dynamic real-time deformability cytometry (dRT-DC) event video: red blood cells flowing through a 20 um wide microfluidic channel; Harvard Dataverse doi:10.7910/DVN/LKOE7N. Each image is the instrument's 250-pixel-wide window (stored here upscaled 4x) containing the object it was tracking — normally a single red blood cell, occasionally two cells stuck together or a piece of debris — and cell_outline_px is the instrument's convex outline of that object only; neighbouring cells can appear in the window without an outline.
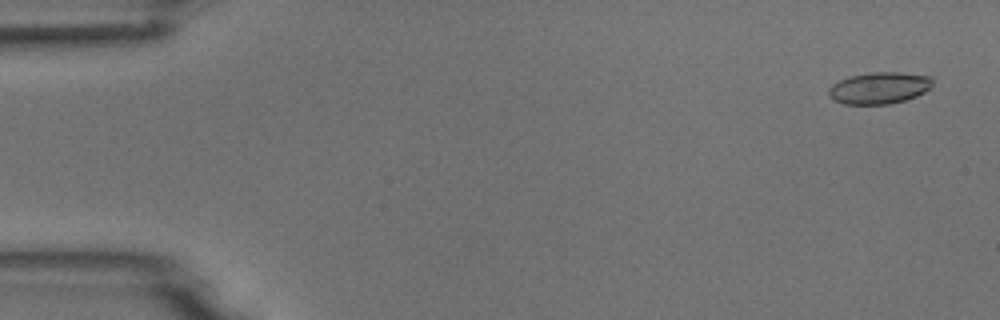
{"species": "common noctule bat (a hibernating species)", "species_latin": "Nyctalus noctula", "temperature_condition": "room temperature", "stored_images_in_passage": 54, "camera_frame_rate_fps": 3000, "um_per_image_px": 0.085, "animal": {"sex": "male", "body_mass_g": 18.8}, "frame": {"image": 1, "passage_image": 3, "time_ms": 0.667, "image_size_px": [1000, 320], "cell_outline_px": [[932, 88], [916, 96], [904, 100], [888, 104], [844, 104], [832, 100], [828, 96], [828, 88], [832, 84], [848, 76], [872, 72], [900, 72], [932, 76]], "centroid_in_image_um": [74.72, 7.47], "position_along_channel_um": 10.3, "area_um2": 19.42}}
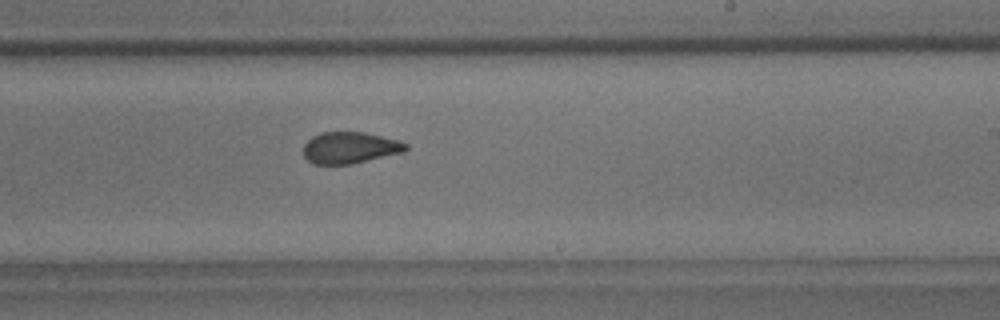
{"frame": {"image": 2, "passage_image": 33, "time_ms": 10.667, "image_size_px": [1000, 320], "cell_outline_px": [[408, 148], [404, 152], [352, 164], [312, 164], [304, 156], [304, 144], [312, 136], [320, 132], [364, 132], [400, 140], [408, 144]], "centroid_in_image_um": [29.76, 12.55], "position_along_channel_um": 259.2, "area_um2": 18.96}}
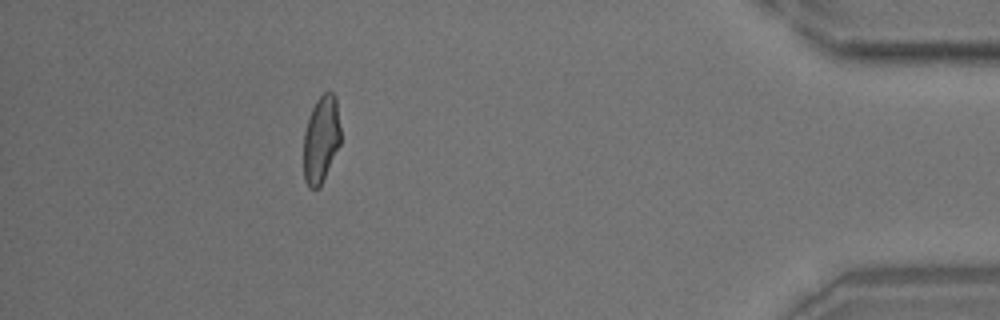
{"frame": {"image": 3, "passage_image": 49, "time_ms": 16.0, "image_size_px": [1000, 320], "cell_outline_px": [[340, 144], [320, 188], [308, 188], [304, 180], [304, 132], [312, 108], [316, 100], [328, 88], [336, 96], [340, 128]], "centroid_in_image_um": [27.3, 11.83], "position_along_channel_um": 407.9, "area_um2": 18.96}, "authors_computed_cell_mechanics": {"area_um2": 19.4497, "velocity_mm_per_s": 3.7567, "shape_relaxation_time_tau1_ms": 7.3749, "shape_relaxation_time_tau2_ms": 1.4636, "deformation_change_tau1": 0.1741, "deformation_change_tau2": 0.0831}}